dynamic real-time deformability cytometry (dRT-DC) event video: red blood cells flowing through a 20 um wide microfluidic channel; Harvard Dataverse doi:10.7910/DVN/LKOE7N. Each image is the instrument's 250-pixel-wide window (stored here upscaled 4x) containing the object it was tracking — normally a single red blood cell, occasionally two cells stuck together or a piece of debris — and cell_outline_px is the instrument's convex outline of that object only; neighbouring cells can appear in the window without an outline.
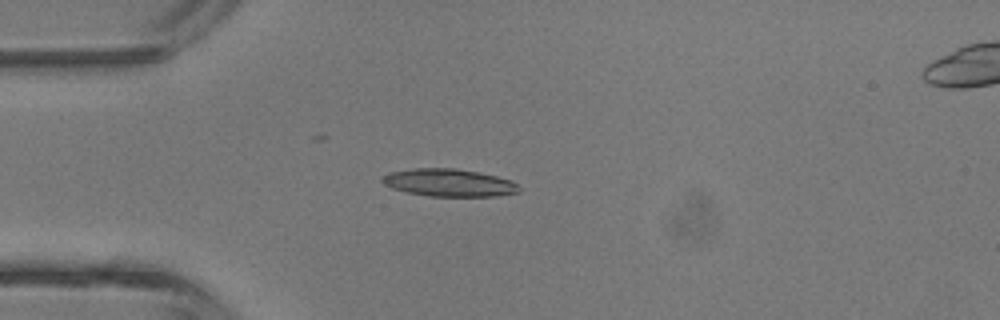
{"species": "common noctule bat (a hibernating species)", "species_latin": "Nyctalus noctula", "temperature_condition": "room temperature", "stored_images_in_passage": 4, "camera_frame_rate_fps": 3000, "um_per_image_px": 0.085, "animal": {"sex": "male", "body_mass_g": 13.3}, "frame": {"image": 1, "passage_image": 3, "time_ms": 2.333, "image_size_px": [1000, 320], "cell_outline_px": [[520, 192], [496, 196], [428, 196], [408, 192], [392, 188], [384, 184], [380, 180], [388, 172], [416, 168], [456, 168], [480, 172], [512, 180], [520, 188]], "centroid_in_image_um": [38.18, 15.52], "position_along_channel_um": 46.8, "area_um2": 22.02}}